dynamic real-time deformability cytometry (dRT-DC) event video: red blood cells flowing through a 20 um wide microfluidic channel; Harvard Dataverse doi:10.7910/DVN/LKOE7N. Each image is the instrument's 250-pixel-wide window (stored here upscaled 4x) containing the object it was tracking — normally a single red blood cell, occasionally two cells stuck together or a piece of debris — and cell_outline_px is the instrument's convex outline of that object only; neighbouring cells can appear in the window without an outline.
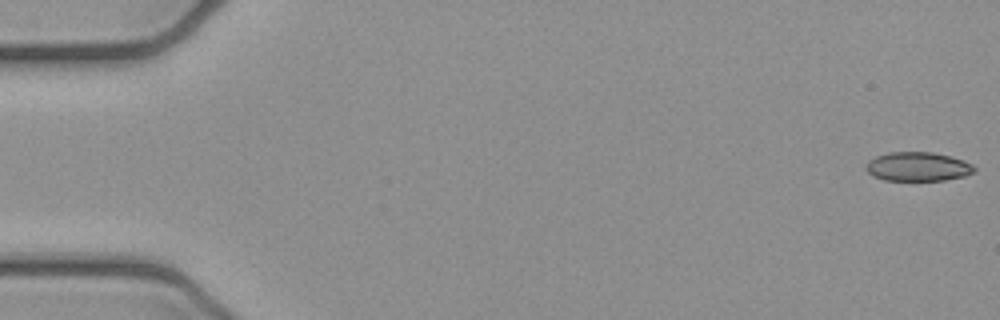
{"species": "common noctule bat (a hibernating species)", "species_latin": "Nyctalus noctula", "temperature_condition": "cold", "stored_images_in_passage": 4, "camera_frame_rate_fps": 3000, "um_per_image_px": 0.085, "animal": {"sex": "female", "body_mass_g": 21.9}, "frame": {"image": 1, "passage_image": 1, "time_ms": 0.0, "image_size_px": [1000, 320], "cell_outline_px": [[976, 172], [964, 176], [944, 180], [884, 180], [872, 176], [864, 168], [868, 160], [876, 156], [888, 152], [932, 152], [964, 160], [972, 164], [976, 168]], "centroid_in_image_um": [78.0, 14.16], "position_along_channel_um": 7.0, "area_um2": 18.44}}
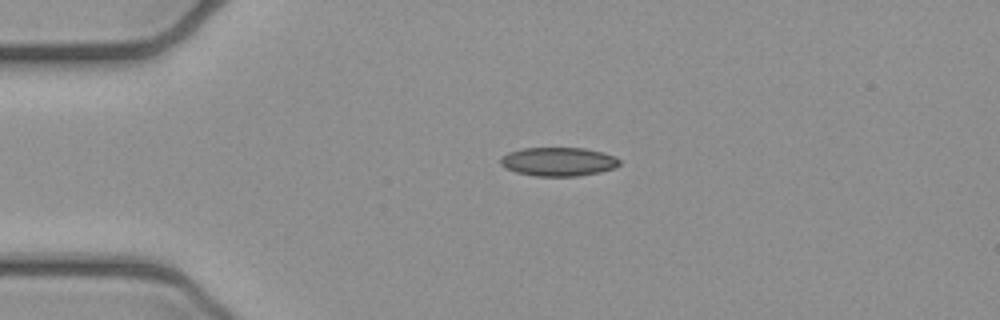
{"frame": {"image": 2, "passage_image": 4, "time_ms": 1.0, "image_size_px": [1000, 320], "cell_outline_px": [[620, 164], [616, 168], [600, 172], [576, 176], [536, 176], [516, 172], [504, 168], [500, 164], [500, 156], [508, 152], [520, 148], [584, 148], [604, 152], [616, 156], [620, 160]], "centroid_in_image_um": [47.46, 13.73], "position_along_channel_um": 37.5, "area_um2": 20.23}}